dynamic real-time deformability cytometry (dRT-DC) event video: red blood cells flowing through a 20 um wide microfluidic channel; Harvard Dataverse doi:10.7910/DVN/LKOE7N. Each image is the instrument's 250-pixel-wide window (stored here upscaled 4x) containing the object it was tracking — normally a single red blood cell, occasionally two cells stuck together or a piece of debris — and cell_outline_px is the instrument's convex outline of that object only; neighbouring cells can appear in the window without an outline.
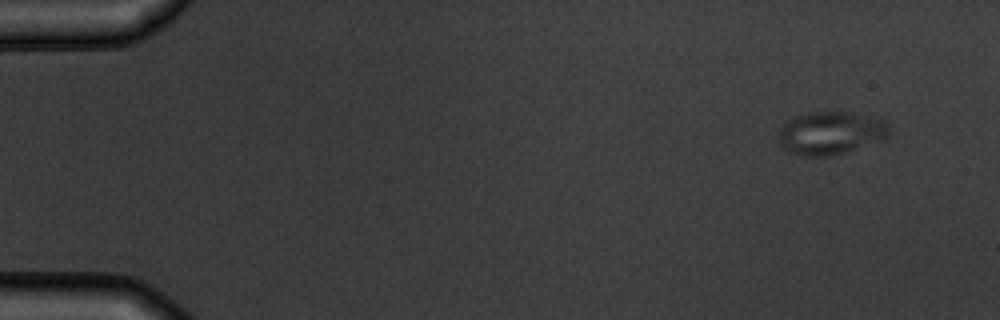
{"species": "common noctule bat (a hibernating species)", "species_latin": "Nyctalus noctula", "temperature_condition": "warm", "stored_images_in_passage": 9, "camera_frame_rate_fps": 3000, "um_per_image_px": 0.085, "animal": {"sex": "male", "body_mass_g": 19.5, "forearm_length_mm": 54.6}, "frame": {"image": 1, "passage_image": 1, "time_ms": 0.0, "image_size_px": [1000, 320], "cell_outline_px": [[888, 136], [884, 140], [844, 152], [828, 156], [804, 156], [788, 152], [780, 144], [776, 132], [788, 120], [796, 116], [808, 112], [844, 112], [884, 120], [888, 124]], "centroid_in_image_um": [70.56, 11.32], "position_along_channel_um": 14.4, "area_um2": 27.57}}
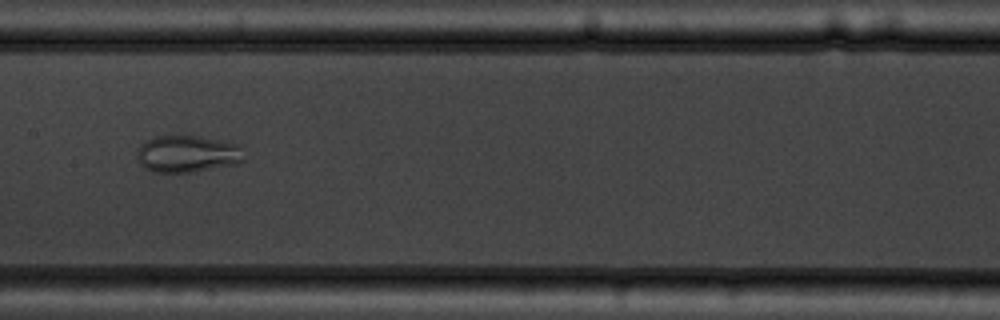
{"frame": {"image": 2, "passage_image": 8, "time_ms": 8.0, "image_size_px": [1000, 320], "cell_outline_px": [[244, 160], [236, 164], [188, 172], [152, 172], [144, 168], [140, 164], [136, 152], [136, 148], [140, 144], [156, 136], [200, 136], [228, 140], [236, 144]], "centroid_in_image_um": [15.88, 13.07], "position_along_channel_um": 191.5, "area_um2": 23.0}}
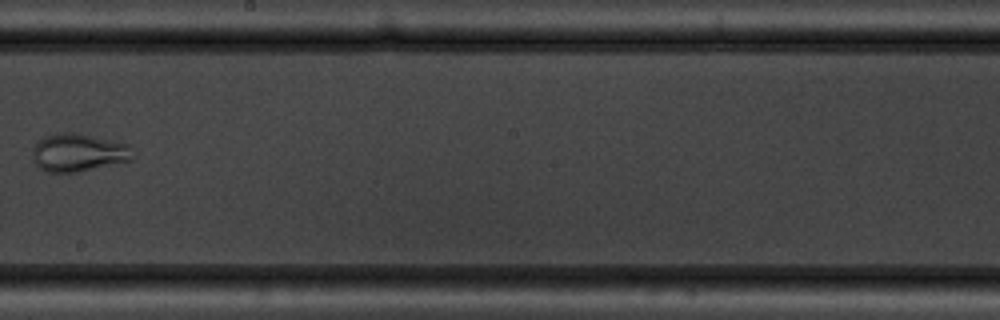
{"frame": {"image": 3, "passage_image": 9, "time_ms": 9.333, "image_size_px": [1000, 320], "cell_outline_px": [[132, 160], [76, 172], [48, 172], [40, 168], [36, 164], [32, 152], [32, 148], [44, 136], [64, 132], [68, 132], [128, 144], [132, 156]], "centroid_in_image_um": [6.62, 12.98], "position_along_channel_um": 241.6, "area_um2": 21.5}}